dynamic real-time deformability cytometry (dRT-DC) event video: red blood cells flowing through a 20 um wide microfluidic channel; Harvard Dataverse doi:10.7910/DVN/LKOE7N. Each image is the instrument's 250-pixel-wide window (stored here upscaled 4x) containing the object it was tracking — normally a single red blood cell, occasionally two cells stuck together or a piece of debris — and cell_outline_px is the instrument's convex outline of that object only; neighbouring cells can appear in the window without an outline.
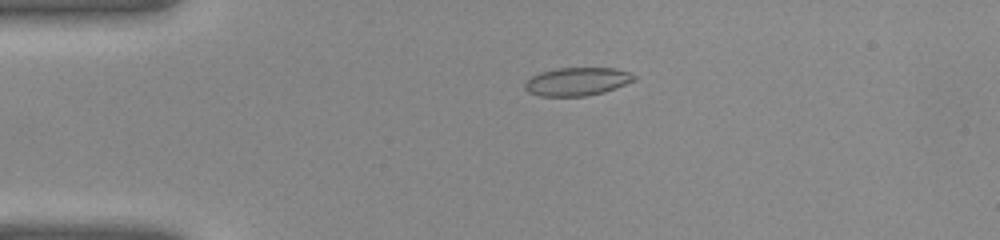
{"species": "common noctule bat (a hibernating species)", "species_latin": "Nyctalus noctula", "temperature_condition": "warm", "stored_images_in_passage": 40, "camera_frame_rate_fps": 3000, "um_per_image_px": 0.085, "animal": {"sex": "female", "body_mass_g": 22.0, "forearm_length_mm": 56.7}, "frame": {"image": 1, "passage_image": 9, "time_ms": 2.667, "image_size_px": [1000, 240], "cell_outline_px": [[636, 80], [616, 88], [604, 92], [584, 96], [540, 96], [528, 92], [524, 88], [524, 84], [532, 76], [540, 72], [556, 68], [612, 68], [628, 72], [636, 76]], "centroid_in_image_um": [49.05, 6.93], "position_along_channel_um": 36.0, "area_um2": 17.92}}
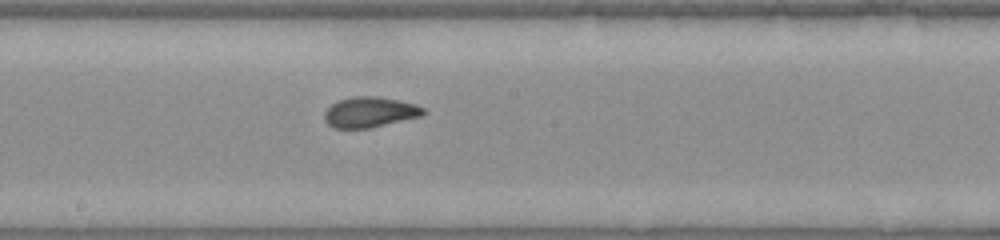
{"frame": {"image": 2, "passage_image": 22, "time_ms": 7.0, "image_size_px": [1000, 240], "cell_outline_px": [[428, 112], [420, 116], [368, 128], [332, 128], [324, 120], [324, 112], [332, 104], [340, 100], [352, 96], [380, 96], [416, 104], [424, 108]], "centroid_in_image_um": [31.43, 9.52], "position_along_channel_um": 216.8, "area_um2": 17.51}}
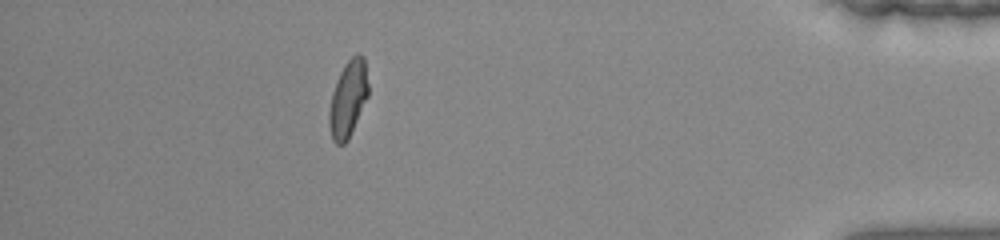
{"frame": {"image": 3, "passage_image": 36, "time_ms": 11.667, "image_size_px": [1000, 240], "cell_outline_px": [[368, 96], [348, 140], [344, 144], [336, 144], [332, 140], [328, 124], [328, 112], [332, 92], [340, 72], [344, 64], [356, 52], [360, 52], [364, 56], [368, 84]], "centroid_in_image_um": [29.58, 8.39], "position_along_channel_um": 405.6, "area_um2": 17.63}}